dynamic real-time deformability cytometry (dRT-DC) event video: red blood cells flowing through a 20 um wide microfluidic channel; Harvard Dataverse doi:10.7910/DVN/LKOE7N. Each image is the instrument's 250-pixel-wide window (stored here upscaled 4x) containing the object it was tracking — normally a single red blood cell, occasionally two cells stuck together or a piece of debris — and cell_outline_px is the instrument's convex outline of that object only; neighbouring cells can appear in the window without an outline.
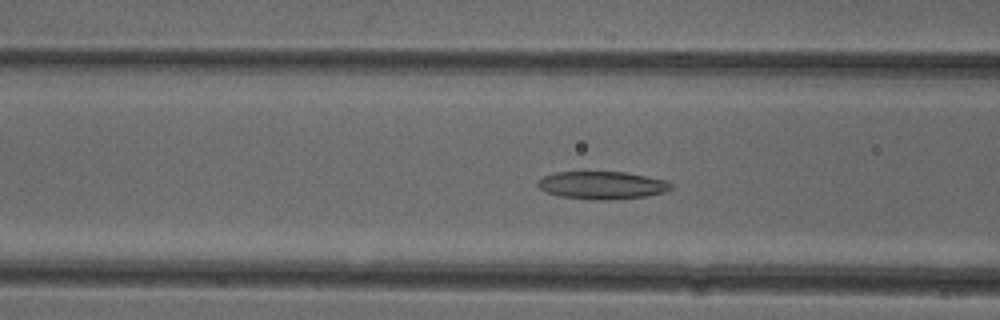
{"species": "common noctule bat (a hibernating species)", "species_latin": "Nyctalus noctula", "temperature_condition": "cold", "stored_images_in_passage": 36, "camera_frame_rate_fps": 3000, "um_per_image_px": 0.085, "animal": {"sex": "female"}, "frame": {"image": 1, "passage_image": 4, "time_ms": 1.0, "image_size_px": [1000, 320], "cell_outline_px": [[672, 188], [664, 192], [644, 196], [612, 200], [600, 200], [560, 196], [544, 192], [536, 184], [544, 176], [556, 172], [624, 172], [664, 180], [672, 184]], "centroid_in_image_um": [51.15, 15.75], "position_along_channel_um": 115.4, "area_um2": 21.27}}
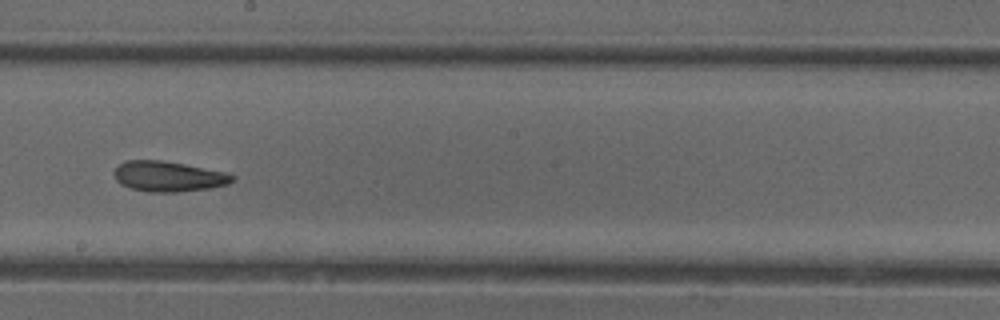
{"frame": {"image": 2, "passage_image": 13, "time_ms": 4.0, "image_size_px": [1000, 320], "cell_outline_px": [[236, 180], [228, 184], [208, 188], [176, 192], [152, 192], [132, 188], [120, 184], [116, 180], [112, 172], [124, 160], [160, 160], [184, 164], [224, 172], [236, 176]], "centroid_in_image_um": [14.3, 14.99], "position_along_channel_um": 233.9, "area_um2": 20.81}}
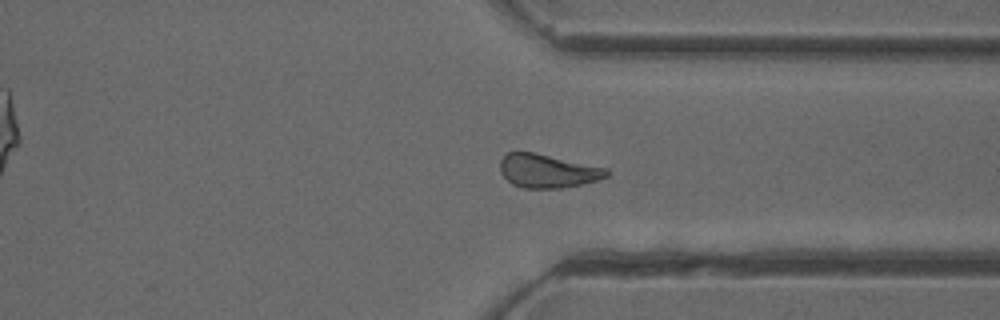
{"frame": {"image": 3, "passage_image": 23, "time_ms": 7.333, "image_size_px": [1000, 320], "cell_outline_px": [[612, 172], [608, 176], [600, 180], [560, 188], [524, 188], [512, 184], [500, 172], [500, 160], [508, 152], [532, 152], [608, 168]], "centroid_in_image_um": [46.58, 14.53], "position_along_channel_um": 364.8, "area_um2": 20.81}}